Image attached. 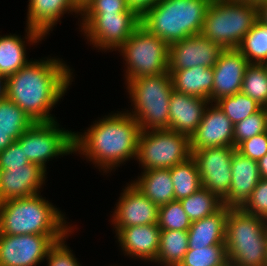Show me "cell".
I'll return each instance as SVG.
<instances>
[{
	"mask_svg": "<svg viewBox=\"0 0 267 266\" xmlns=\"http://www.w3.org/2000/svg\"><path fill=\"white\" fill-rule=\"evenodd\" d=\"M63 59L30 61L7 78V99L17 104L34 122H53L51 109L63 99L72 79Z\"/></svg>",
	"mask_w": 267,
	"mask_h": 266,
	"instance_id": "6da1fadb",
	"label": "cell"
},
{
	"mask_svg": "<svg viewBox=\"0 0 267 266\" xmlns=\"http://www.w3.org/2000/svg\"><path fill=\"white\" fill-rule=\"evenodd\" d=\"M140 128L127 112L111 113L93 123L85 133H74V152L84 155L103 173L134 158Z\"/></svg>",
	"mask_w": 267,
	"mask_h": 266,
	"instance_id": "7a4b0ae2",
	"label": "cell"
},
{
	"mask_svg": "<svg viewBox=\"0 0 267 266\" xmlns=\"http://www.w3.org/2000/svg\"><path fill=\"white\" fill-rule=\"evenodd\" d=\"M63 212L40 194L0 203V234L47 235L54 243L71 234Z\"/></svg>",
	"mask_w": 267,
	"mask_h": 266,
	"instance_id": "3957f363",
	"label": "cell"
},
{
	"mask_svg": "<svg viewBox=\"0 0 267 266\" xmlns=\"http://www.w3.org/2000/svg\"><path fill=\"white\" fill-rule=\"evenodd\" d=\"M212 0H159L141 16V25L168 45L201 34Z\"/></svg>",
	"mask_w": 267,
	"mask_h": 266,
	"instance_id": "277c9868",
	"label": "cell"
},
{
	"mask_svg": "<svg viewBox=\"0 0 267 266\" xmlns=\"http://www.w3.org/2000/svg\"><path fill=\"white\" fill-rule=\"evenodd\" d=\"M225 246L228 260L239 266H267V220L228 207Z\"/></svg>",
	"mask_w": 267,
	"mask_h": 266,
	"instance_id": "5b68a950",
	"label": "cell"
},
{
	"mask_svg": "<svg viewBox=\"0 0 267 266\" xmlns=\"http://www.w3.org/2000/svg\"><path fill=\"white\" fill-rule=\"evenodd\" d=\"M126 83L132 112L141 131L169 129V101L173 91L169 72L132 79ZM129 111V112H128Z\"/></svg>",
	"mask_w": 267,
	"mask_h": 266,
	"instance_id": "8992f818",
	"label": "cell"
},
{
	"mask_svg": "<svg viewBox=\"0 0 267 266\" xmlns=\"http://www.w3.org/2000/svg\"><path fill=\"white\" fill-rule=\"evenodd\" d=\"M258 19V6L241 0H212L201 34L224 49L238 48Z\"/></svg>",
	"mask_w": 267,
	"mask_h": 266,
	"instance_id": "52a82bcc",
	"label": "cell"
},
{
	"mask_svg": "<svg viewBox=\"0 0 267 266\" xmlns=\"http://www.w3.org/2000/svg\"><path fill=\"white\" fill-rule=\"evenodd\" d=\"M117 51L126 61V82L168 72L169 45L141 24Z\"/></svg>",
	"mask_w": 267,
	"mask_h": 266,
	"instance_id": "ba28073f",
	"label": "cell"
},
{
	"mask_svg": "<svg viewBox=\"0 0 267 266\" xmlns=\"http://www.w3.org/2000/svg\"><path fill=\"white\" fill-rule=\"evenodd\" d=\"M191 156L187 135L169 129L140 131L136 160L143 171L169 169Z\"/></svg>",
	"mask_w": 267,
	"mask_h": 266,
	"instance_id": "9c48e42d",
	"label": "cell"
},
{
	"mask_svg": "<svg viewBox=\"0 0 267 266\" xmlns=\"http://www.w3.org/2000/svg\"><path fill=\"white\" fill-rule=\"evenodd\" d=\"M74 133L60 128L58 121L35 122L16 141L22 146L31 163L46 169L54 157L74 154Z\"/></svg>",
	"mask_w": 267,
	"mask_h": 266,
	"instance_id": "30bf717a",
	"label": "cell"
},
{
	"mask_svg": "<svg viewBox=\"0 0 267 266\" xmlns=\"http://www.w3.org/2000/svg\"><path fill=\"white\" fill-rule=\"evenodd\" d=\"M81 32L98 50H118L141 24L138 13H80Z\"/></svg>",
	"mask_w": 267,
	"mask_h": 266,
	"instance_id": "8fae6325",
	"label": "cell"
},
{
	"mask_svg": "<svg viewBox=\"0 0 267 266\" xmlns=\"http://www.w3.org/2000/svg\"><path fill=\"white\" fill-rule=\"evenodd\" d=\"M235 147H207L192 151L202 187L222 201L228 196L232 180L231 162Z\"/></svg>",
	"mask_w": 267,
	"mask_h": 266,
	"instance_id": "7c38bea8",
	"label": "cell"
},
{
	"mask_svg": "<svg viewBox=\"0 0 267 266\" xmlns=\"http://www.w3.org/2000/svg\"><path fill=\"white\" fill-rule=\"evenodd\" d=\"M53 244L47 235L0 234V266H36Z\"/></svg>",
	"mask_w": 267,
	"mask_h": 266,
	"instance_id": "4fadbf2b",
	"label": "cell"
},
{
	"mask_svg": "<svg viewBox=\"0 0 267 266\" xmlns=\"http://www.w3.org/2000/svg\"><path fill=\"white\" fill-rule=\"evenodd\" d=\"M224 48L202 34L169 45L168 71L193 68H213Z\"/></svg>",
	"mask_w": 267,
	"mask_h": 266,
	"instance_id": "5bb4252c",
	"label": "cell"
},
{
	"mask_svg": "<svg viewBox=\"0 0 267 266\" xmlns=\"http://www.w3.org/2000/svg\"><path fill=\"white\" fill-rule=\"evenodd\" d=\"M26 36L28 43L34 44L43 40L50 30L68 12L80 15L81 10L74 0H28Z\"/></svg>",
	"mask_w": 267,
	"mask_h": 266,
	"instance_id": "9a60e30c",
	"label": "cell"
},
{
	"mask_svg": "<svg viewBox=\"0 0 267 266\" xmlns=\"http://www.w3.org/2000/svg\"><path fill=\"white\" fill-rule=\"evenodd\" d=\"M126 186L111 216L114 228L157 224L159 206L142 194L131 182Z\"/></svg>",
	"mask_w": 267,
	"mask_h": 266,
	"instance_id": "2e32d148",
	"label": "cell"
},
{
	"mask_svg": "<svg viewBox=\"0 0 267 266\" xmlns=\"http://www.w3.org/2000/svg\"><path fill=\"white\" fill-rule=\"evenodd\" d=\"M190 142L191 151L207 147H234V124L215 103H209Z\"/></svg>",
	"mask_w": 267,
	"mask_h": 266,
	"instance_id": "e0dca14e",
	"label": "cell"
},
{
	"mask_svg": "<svg viewBox=\"0 0 267 266\" xmlns=\"http://www.w3.org/2000/svg\"><path fill=\"white\" fill-rule=\"evenodd\" d=\"M248 60L237 48L224 49L213 67L212 103L241 92Z\"/></svg>",
	"mask_w": 267,
	"mask_h": 266,
	"instance_id": "ac0fdd59",
	"label": "cell"
},
{
	"mask_svg": "<svg viewBox=\"0 0 267 266\" xmlns=\"http://www.w3.org/2000/svg\"><path fill=\"white\" fill-rule=\"evenodd\" d=\"M46 170L39 164L0 170V203L14 198H26L40 193L45 184Z\"/></svg>",
	"mask_w": 267,
	"mask_h": 266,
	"instance_id": "d6986e66",
	"label": "cell"
},
{
	"mask_svg": "<svg viewBox=\"0 0 267 266\" xmlns=\"http://www.w3.org/2000/svg\"><path fill=\"white\" fill-rule=\"evenodd\" d=\"M114 229L124 255L155 263L161 232L157 224Z\"/></svg>",
	"mask_w": 267,
	"mask_h": 266,
	"instance_id": "ffe728a7",
	"label": "cell"
},
{
	"mask_svg": "<svg viewBox=\"0 0 267 266\" xmlns=\"http://www.w3.org/2000/svg\"><path fill=\"white\" fill-rule=\"evenodd\" d=\"M209 102L173 89L169 101V130L191 137L200 124Z\"/></svg>",
	"mask_w": 267,
	"mask_h": 266,
	"instance_id": "44dd1931",
	"label": "cell"
},
{
	"mask_svg": "<svg viewBox=\"0 0 267 266\" xmlns=\"http://www.w3.org/2000/svg\"><path fill=\"white\" fill-rule=\"evenodd\" d=\"M232 180L228 196L223 205L230 208H240L250 197L260 181L258 161L252 160L237 150L232 155Z\"/></svg>",
	"mask_w": 267,
	"mask_h": 266,
	"instance_id": "7402d4cb",
	"label": "cell"
},
{
	"mask_svg": "<svg viewBox=\"0 0 267 266\" xmlns=\"http://www.w3.org/2000/svg\"><path fill=\"white\" fill-rule=\"evenodd\" d=\"M175 91L209 100L212 103L213 68L196 66L188 69L168 71Z\"/></svg>",
	"mask_w": 267,
	"mask_h": 266,
	"instance_id": "603a6c76",
	"label": "cell"
},
{
	"mask_svg": "<svg viewBox=\"0 0 267 266\" xmlns=\"http://www.w3.org/2000/svg\"><path fill=\"white\" fill-rule=\"evenodd\" d=\"M227 216L228 207L223 206L218 212L193 221L188 230L189 247L225 245Z\"/></svg>",
	"mask_w": 267,
	"mask_h": 266,
	"instance_id": "cb8c5ba5",
	"label": "cell"
},
{
	"mask_svg": "<svg viewBox=\"0 0 267 266\" xmlns=\"http://www.w3.org/2000/svg\"><path fill=\"white\" fill-rule=\"evenodd\" d=\"M131 183L159 207L175 201L170 168L143 171L138 179Z\"/></svg>",
	"mask_w": 267,
	"mask_h": 266,
	"instance_id": "d4e9b609",
	"label": "cell"
},
{
	"mask_svg": "<svg viewBox=\"0 0 267 266\" xmlns=\"http://www.w3.org/2000/svg\"><path fill=\"white\" fill-rule=\"evenodd\" d=\"M16 34L0 36V74L9 77L30 61L26 58L25 40Z\"/></svg>",
	"mask_w": 267,
	"mask_h": 266,
	"instance_id": "484cf974",
	"label": "cell"
},
{
	"mask_svg": "<svg viewBox=\"0 0 267 266\" xmlns=\"http://www.w3.org/2000/svg\"><path fill=\"white\" fill-rule=\"evenodd\" d=\"M188 231L161 230L156 263L178 266L189 249Z\"/></svg>",
	"mask_w": 267,
	"mask_h": 266,
	"instance_id": "4316f807",
	"label": "cell"
},
{
	"mask_svg": "<svg viewBox=\"0 0 267 266\" xmlns=\"http://www.w3.org/2000/svg\"><path fill=\"white\" fill-rule=\"evenodd\" d=\"M175 200L189 197L202 187L201 178L192 156L170 168Z\"/></svg>",
	"mask_w": 267,
	"mask_h": 266,
	"instance_id": "83f0119b",
	"label": "cell"
},
{
	"mask_svg": "<svg viewBox=\"0 0 267 266\" xmlns=\"http://www.w3.org/2000/svg\"><path fill=\"white\" fill-rule=\"evenodd\" d=\"M179 201L191 222L208 217L224 206L223 201L217 195L204 187Z\"/></svg>",
	"mask_w": 267,
	"mask_h": 266,
	"instance_id": "f1b7e54d",
	"label": "cell"
},
{
	"mask_svg": "<svg viewBox=\"0 0 267 266\" xmlns=\"http://www.w3.org/2000/svg\"><path fill=\"white\" fill-rule=\"evenodd\" d=\"M237 49L249 64H264L267 61V25L258 19Z\"/></svg>",
	"mask_w": 267,
	"mask_h": 266,
	"instance_id": "f546056e",
	"label": "cell"
},
{
	"mask_svg": "<svg viewBox=\"0 0 267 266\" xmlns=\"http://www.w3.org/2000/svg\"><path fill=\"white\" fill-rule=\"evenodd\" d=\"M35 122L15 103L9 99L0 101V128L11 131L16 141Z\"/></svg>",
	"mask_w": 267,
	"mask_h": 266,
	"instance_id": "4dcf8cb0",
	"label": "cell"
},
{
	"mask_svg": "<svg viewBox=\"0 0 267 266\" xmlns=\"http://www.w3.org/2000/svg\"><path fill=\"white\" fill-rule=\"evenodd\" d=\"M241 92L267 108V69L263 64H249L246 67Z\"/></svg>",
	"mask_w": 267,
	"mask_h": 266,
	"instance_id": "1f68e13d",
	"label": "cell"
},
{
	"mask_svg": "<svg viewBox=\"0 0 267 266\" xmlns=\"http://www.w3.org/2000/svg\"><path fill=\"white\" fill-rule=\"evenodd\" d=\"M214 103L225 113L233 124L246 119L262 108L261 105L242 92L235 93L232 96L222 97Z\"/></svg>",
	"mask_w": 267,
	"mask_h": 266,
	"instance_id": "d6a6232c",
	"label": "cell"
},
{
	"mask_svg": "<svg viewBox=\"0 0 267 266\" xmlns=\"http://www.w3.org/2000/svg\"><path fill=\"white\" fill-rule=\"evenodd\" d=\"M227 260L225 245L189 247L178 266H221Z\"/></svg>",
	"mask_w": 267,
	"mask_h": 266,
	"instance_id": "836d02e7",
	"label": "cell"
},
{
	"mask_svg": "<svg viewBox=\"0 0 267 266\" xmlns=\"http://www.w3.org/2000/svg\"><path fill=\"white\" fill-rule=\"evenodd\" d=\"M192 222L179 200L159 207L158 227L161 230L188 231Z\"/></svg>",
	"mask_w": 267,
	"mask_h": 266,
	"instance_id": "e575fe53",
	"label": "cell"
},
{
	"mask_svg": "<svg viewBox=\"0 0 267 266\" xmlns=\"http://www.w3.org/2000/svg\"><path fill=\"white\" fill-rule=\"evenodd\" d=\"M263 132H267V112L266 108L262 107L246 119L234 124V147Z\"/></svg>",
	"mask_w": 267,
	"mask_h": 266,
	"instance_id": "d590c367",
	"label": "cell"
},
{
	"mask_svg": "<svg viewBox=\"0 0 267 266\" xmlns=\"http://www.w3.org/2000/svg\"><path fill=\"white\" fill-rule=\"evenodd\" d=\"M240 208L246 213L267 220V179H260L250 197Z\"/></svg>",
	"mask_w": 267,
	"mask_h": 266,
	"instance_id": "8d00e7d4",
	"label": "cell"
},
{
	"mask_svg": "<svg viewBox=\"0 0 267 266\" xmlns=\"http://www.w3.org/2000/svg\"><path fill=\"white\" fill-rule=\"evenodd\" d=\"M61 239L58 242H55L48 250L46 255V261L48 266H80L81 264L77 261V258L72 253V250L65 245L66 238Z\"/></svg>",
	"mask_w": 267,
	"mask_h": 266,
	"instance_id": "74e56055",
	"label": "cell"
},
{
	"mask_svg": "<svg viewBox=\"0 0 267 266\" xmlns=\"http://www.w3.org/2000/svg\"><path fill=\"white\" fill-rule=\"evenodd\" d=\"M81 13H137L126 0H91Z\"/></svg>",
	"mask_w": 267,
	"mask_h": 266,
	"instance_id": "f35d334b",
	"label": "cell"
},
{
	"mask_svg": "<svg viewBox=\"0 0 267 266\" xmlns=\"http://www.w3.org/2000/svg\"><path fill=\"white\" fill-rule=\"evenodd\" d=\"M236 150L252 160L259 161L267 154V132L244 140L236 147Z\"/></svg>",
	"mask_w": 267,
	"mask_h": 266,
	"instance_id": "ab89813d",
	"label": "cell"
},
{
	"mask_svg": "<svg viewBox=\"0 0 267 266\" xmlns=\"http://www.w3.org/2000/svg\"><path fill=\"white\" fill-rule=\"evenodd\" d=\"M30 163L22 146L17 141H14L0 152V170L24 167L26 164Z\"/></svg>",
	"mask_w": 267,
	"mask_h": 266,
	"instance_id": "60d3db41",
	"label": "cell"
},
{
	"mask_svg": "<svg viewBox=\"0 0 267 266\" xmlns=\"http://www.w3.org/2000/svg\"><path fill=\"white\" fill-rule=\"evenodd\" d=\"M131 9H134L140 16L159 0H126Z\"/></svg>",
	"mask_w": 267,
	"mask_h": 266,
	"instance_id": "b9f144b4",
	"label": "cell"
},
{
	"mask_svg": "<svg viewBox=\"0 0 267 266\" xmlns=\"http://www.w3.org/2000/svg\"><path fill=\"white\" fill-rule=\"evenodd\" d=\"M15 140L11 137V131L0 128V152L12 144Z\"/></svg>",
	"mask_w": 267,
	"mask_h": 266,
	"instance_id": "7bdbcfd3",
	"label": "cell"
},
{
	"mask_svg": "<svg viewBox=\"0 0 267 266\" xmlns=\"http://www.w3.org/2000/svg\"><path fill=\"white\" fill-rule=\"evenodd\" d=\"M260 177L267 179V154L258 161Z\"/></svg>",
	"mask_w": 267,
	"mask_h": 266,
	"instance_id": "ee69618b",
	"label": "cell"
},
{
	"mask_svg": "<svg viewBox=\"0 0 267 266\" xmlns=\"http://www.w3.org/2000/svg\"><path fill=\"white\" fill-rule=\"evenodd\" d=\"M258 18L261 22L267 25V1L258 6Z\"/></svg>",
	"mask_w": 267,
	"mask_h": 266,
	"instance_id": "f6af8a7d",
	"label": "cell"
},
{
	"mask_svg": "<svg viewBox=\"0 0 267 266\" xmlns=\"http://www.w3.org/2000/svg\"><path fill=\"white\" fill-rule=\"evenodd\" d=\"M7 97V77L0 74V101Z\"/></svg>",
	"mask_w": 267,
	"mask_h": 266,
	"instance_id": "bcb514c9",
	"label": "cell"
},
{
	"mask_svg": "<svg viewBox=\"0 0 267 266\" xmlns=\"http://www.w3.org/2000/svg\"><path fill=\"white\" fill-rule=\"evenodd\" d=\"M74 1H75L76 6L81 10L91 0H74Z\"/></svg>",
	"mask_w": 267,
	"mask_h": 266,
	"instance_id": "7dc6e473",
	"label": "cell"
},
{
	"mask_svg": "<svg viewBox=\"0 0 267 266\" xmlns=\"http://www.w3.org/2000/svg\"><path fill=\"white\" fill-rule=\"evenodd\" d=\"M241 1L247 2V3L255 5V6H259L261 3H263L267 0H241Z\"/></svg>",
	"mask_w": 267,
	"mask_h": 266,
	"instance_id": "c3c4849f",
	"label": "cell"
},
{
	"mask_svg": "<svg viewBox=\"0 0 267 266\" xmlns=\"http://www.w3.org/2000/svg\"><path fill=\"white\" fill-rule=\"evenodd\" d=\"M221 266H239L238 264L236 263H233L232 261L230 260H227L224 264H222Z\"/></svg>",
	"mask_w": 267,
	"mask_h": 266,
	"instance_id": "681fc988",
	"label": "cell"
},
{
	"mask_svg": "<svg viewBox=\"0 0 267 266\" xmlns=\"http://www.w3.org/2000/svg\"><path fill=\"white\" fill-rule=\"evenodd\" d=\"M265 66V68L267 69V61L263 64Z\"/></svg>",
	"mask_w": 267,
	"mask_h": 266,
	"instance_id": "f907efd6",
	"label": "cell"
}]
</instances>
